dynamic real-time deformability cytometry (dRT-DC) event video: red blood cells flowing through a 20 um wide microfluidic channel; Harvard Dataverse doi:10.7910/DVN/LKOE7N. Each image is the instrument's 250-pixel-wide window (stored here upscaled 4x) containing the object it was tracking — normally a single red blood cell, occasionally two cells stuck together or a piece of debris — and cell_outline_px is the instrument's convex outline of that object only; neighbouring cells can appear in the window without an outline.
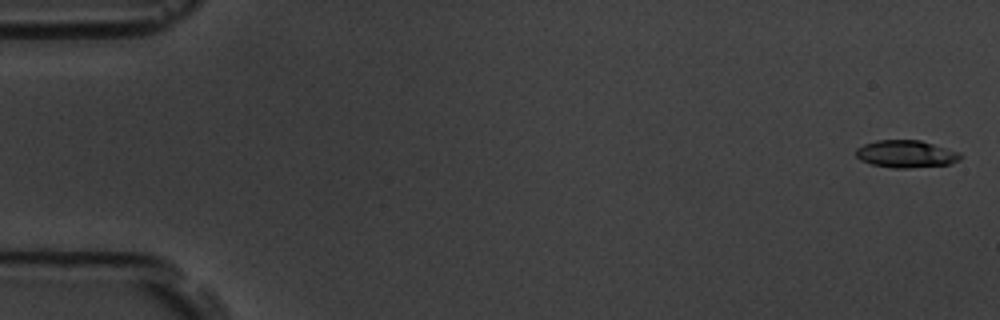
{"species": "common noctule bat (a hibernating species)", "species_latin": "Nyctalus noctula", "temperature_condition": "room temperature", "stored_images_in_passage": 6, "camera_frame_rate_fps": 3000, "um_per_image_px": 0.085, "animal": {"sex": "male", "body_mass_g": 19.5, "forearm_length_mm": 54.6}, "frame": {"image": 1, "passage_image": 1, "time_ms": 0.0, "image_size_px": [1000, 320], "cell_outline_px": [[964, 156], [960, 160], [952, 164], [908, 168], [892, 168], [872, 164], [860, 160], [856, 156], [856, 148], [864, 144], [876, 140], [920, 140], [960, 152]], "centroid_in_image_um": [77.04, 13.09], "position_along_channel_um": 8.0, "area_um2": 16.82}}
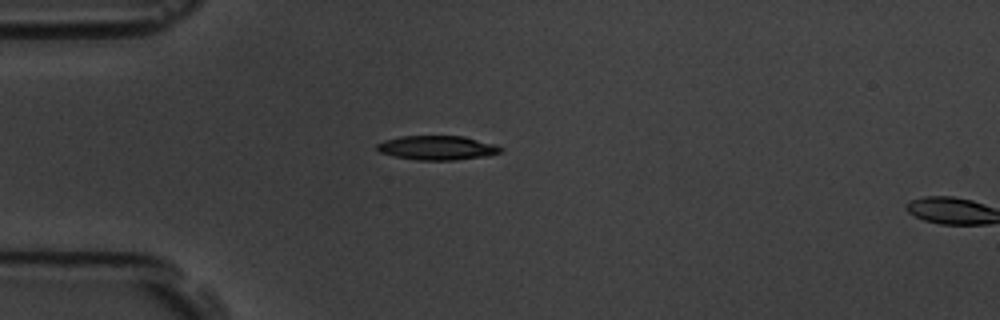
{"frame": {"image": 2, "passage_image": 5, "time_ms": 4.667, "image_size_px": [1000, 320], "cell_outline_px": [[504, 148], [500, 152], [488, 156], [456, 160], [416, 160], [396, 156], [380, 152], [376, 148], [376, 144], [384, 140], [400, 136], [464, 136], [496, 144]], "centroid_in_image_um": [37.2, 12.56], "position_along_channel_um": 47.8, "area_um2": 17.57}}